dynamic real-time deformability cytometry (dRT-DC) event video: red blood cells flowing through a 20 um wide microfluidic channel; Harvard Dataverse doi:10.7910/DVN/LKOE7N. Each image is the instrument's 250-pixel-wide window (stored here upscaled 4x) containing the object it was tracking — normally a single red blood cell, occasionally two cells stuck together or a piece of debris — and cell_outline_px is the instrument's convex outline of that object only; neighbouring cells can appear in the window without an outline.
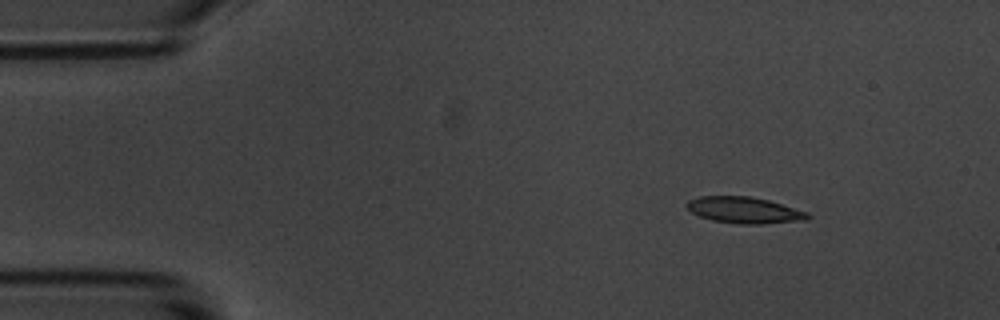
{"species": "common noctule bat (a hibernating species)", "species_latin": "Nyctalus noctula", "temperature_condition": "room temperature", "stored_images_in_passage": 7, "camera_frame_rate_fps": 3000, "um_per_image_px": 0.085, "animal": {"sex": "male", "body_mass_g": 20.1, "forearm_length_mm": 53.5}, "frame": {"image": 1, "passage_image": 1, "time_ms": 0.0, "image_size_px": [1000, 320], "cell_outline_px": [[812, 216], [808, 220], [760, 224], [740, 224], [712, 220], [700, 216], [692, 212], [684, 204], [688, 200], [700, 196], [748, 196], [768, 200], [808, 212]], "centroid_in_image_um": [63.28, 17.86], "position_along_channel_um": 21.7, "area_um2": 18.55}}
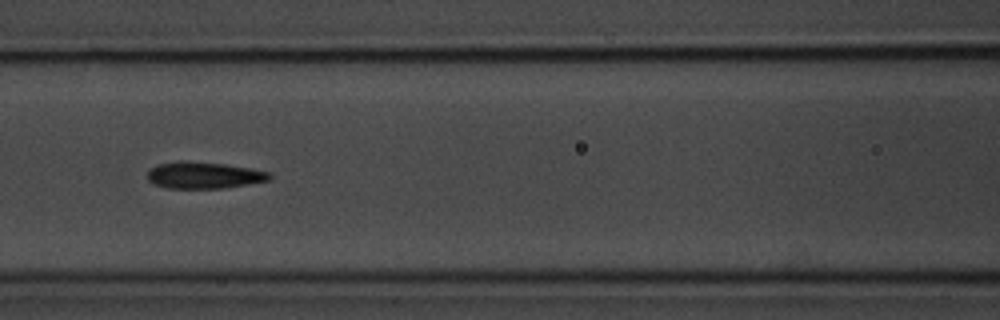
{"frame": {"image": 2, "passage_image": 5, "time_ms": 5.667, "image_size_px": [1000, 320], "cell_outline_px": [[272, 180], [224, 188], [164, 188], [152, 184], [148, 180], [148, 168], [156, 164], [180, 160], [224, 164], [252, 168], [272, 172]], "centroid_in_image_um": [17.33, 14.89], "position_along_channel_um": 149.3, "area_um2": 19.36}}
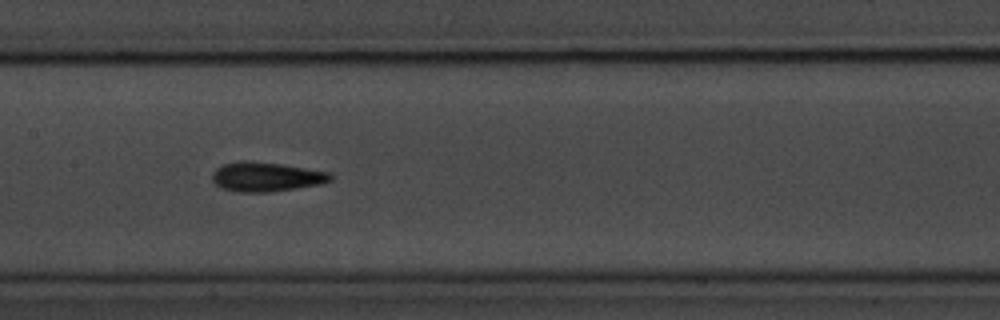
{"frame": {"image": 3, "passage_image": 6, "time_ms": 6.667, "image_size_px": [1000, 320], "cell_outline_px": [[332, 180], [324, 184], [268, 192], [240, 192], [220, 188], [212, 180], [212, 172], [220, 164], [240, 160], [284, 164], [328, 172], [332, 176]], "centroid_in_image_um": [22.6, 15.02], "position_along_channel_um": 184.8, "area_um2": 20.46}}